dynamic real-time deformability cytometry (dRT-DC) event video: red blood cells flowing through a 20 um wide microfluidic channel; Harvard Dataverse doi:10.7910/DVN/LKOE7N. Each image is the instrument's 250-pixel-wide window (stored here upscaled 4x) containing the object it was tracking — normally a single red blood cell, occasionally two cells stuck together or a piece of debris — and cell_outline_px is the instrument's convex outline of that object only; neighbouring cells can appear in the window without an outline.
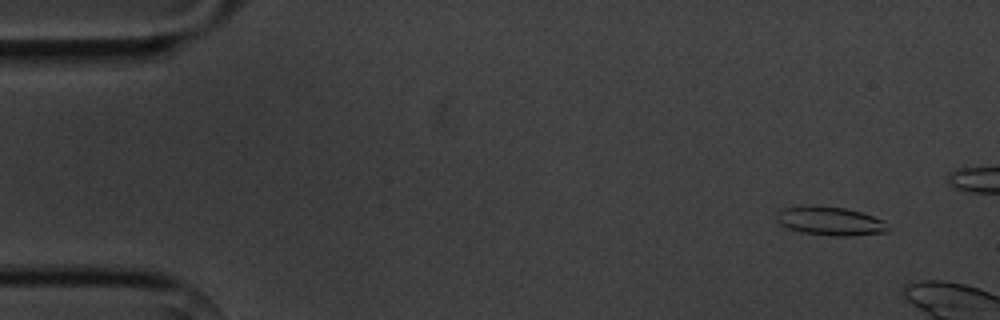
{"species": "common noctule bat (a hibernating species)", "species_latin": "Nyctalus noctula", "temperature_condition": "cold", "stored_images_in_passage": 5, "camera_frame_rate_fps": 3000, "um_per_image_px": 0.085, "animal": {"sex": "male", "body_mass_g": 20.1, "forearm_length_mm": 53.5}, "frame": {"image": 1, "passage_image": 1, "time_ms": 0.0, "image_size_px": [1000, 320], "cell_outline_px": [[888, 232], [848, 236], [832, 236], [800, 232], [788, 228], [780, 224], [776, 220], [776, 212], [780, 208], [844, 208], [860, 212], [884, 220], [888, 228]], "centroid_in_image_um": [70.58, 18.84], "position_along_channel_um": 14.4, "area_um2": 17.98}}